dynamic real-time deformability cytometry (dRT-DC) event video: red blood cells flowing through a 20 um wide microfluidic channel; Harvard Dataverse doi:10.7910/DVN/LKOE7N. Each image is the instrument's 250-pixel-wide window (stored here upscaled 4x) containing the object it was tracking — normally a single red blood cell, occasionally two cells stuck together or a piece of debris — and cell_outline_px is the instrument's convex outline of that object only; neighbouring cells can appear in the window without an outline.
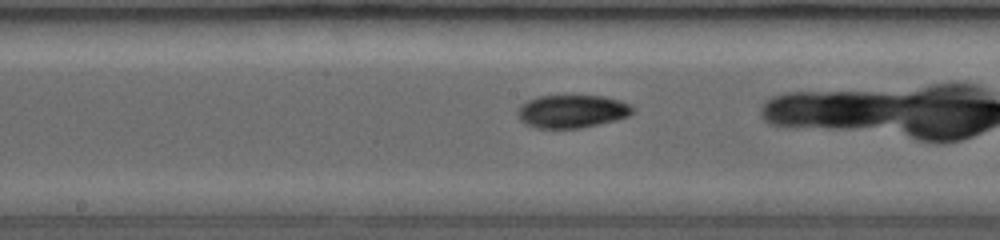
{"species": "common noctule bat (a hibernating species)", "species_latin": "Nyctalus noctula", "temperature_condition": "room temperature", "stored_images_in_passage": 45, "camera_frame_rate_fps": 3500, "um_per_image_px": 0.085, "animal": {"sex": "female", "body_mass_g": 19.0, "forearm_length_mm": 53.3}, "frame": {"image": 1, "passage_image": 27, "time_ms": 7.429, "image_size_px": [1000, 240], "cell_outline_px": [[632, 112], [628, 116], [580, 128], [536, 128], [520, 120], [520, 108], [528, 100], [540, 96], [600, 96], [616, 100], [628, 104], [632, 108]], "centroid_in_image_um": [48.6, 9.47], "position_along_channel_um": 199.6, "area_um2": 21.27}}
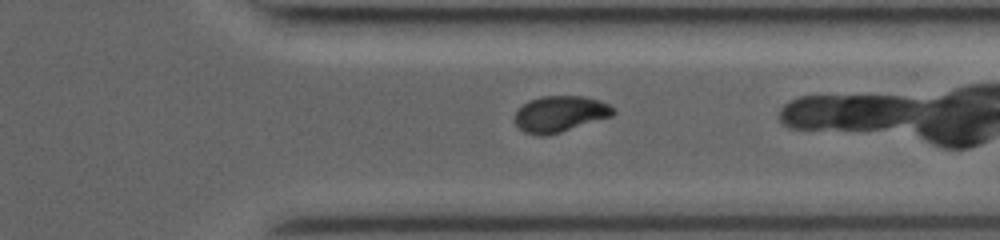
{"frame": {"image": 2, "passage_image": 41, "time_ms": 11.429, "image_size_px": [1000, 240], "cell_outline_px": [[616, 112], [612, 116], [548, 136], [536, 136], [524, 132], [516, 124], [516, 108], [528, 100], [540, 96], [584, 96], [600, 100], [616, 108]], "centroid_in_image_um": [47.6, 9.68], "position_along_channel_um": 363.8, "area_um2": 20.98}}